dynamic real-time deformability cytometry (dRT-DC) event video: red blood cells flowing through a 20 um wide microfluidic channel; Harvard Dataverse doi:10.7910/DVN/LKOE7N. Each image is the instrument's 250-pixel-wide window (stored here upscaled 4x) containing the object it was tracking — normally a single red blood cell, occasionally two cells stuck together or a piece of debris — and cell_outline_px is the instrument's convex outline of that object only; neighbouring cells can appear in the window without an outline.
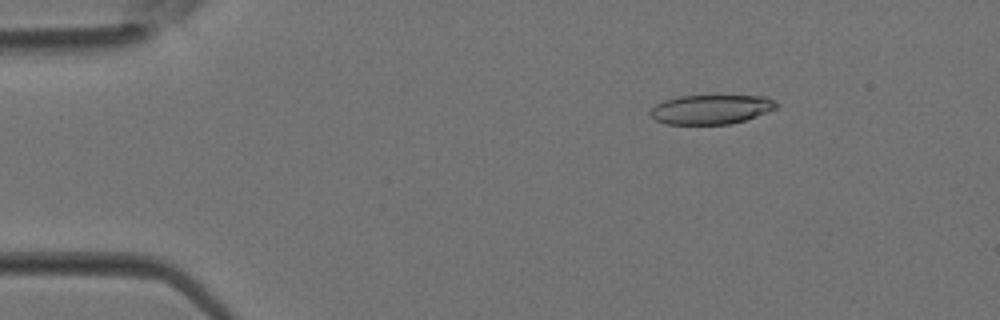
{"species": "Egyptian fruit bat (a non-hibernating species)", "species_latin": "Rousettus aegyptiacus", "temperature_condition": "room temperature", "stored_images_in_passage": 3, "camera_frame_rate_fps": 3000, "um_per_image_px": 0.085, "animal": {"sex": "female"}, "frame": {"image": 1, "passage_image": 2, "time_ms": 0.333, "image_size_px": [1000, 320], "cell_outline_px": [[780, 104], [776, 108], [744, 120], [732, 124], [664, 124], [656, 120], [648, 112], [656, 104], [664, 100], [680, 96], [764, 96], [776, 100]], "centroid_in_image_um": [60.43, 9.29], "position_along_channel_um": 24.6, "area_um2": 21.5}}
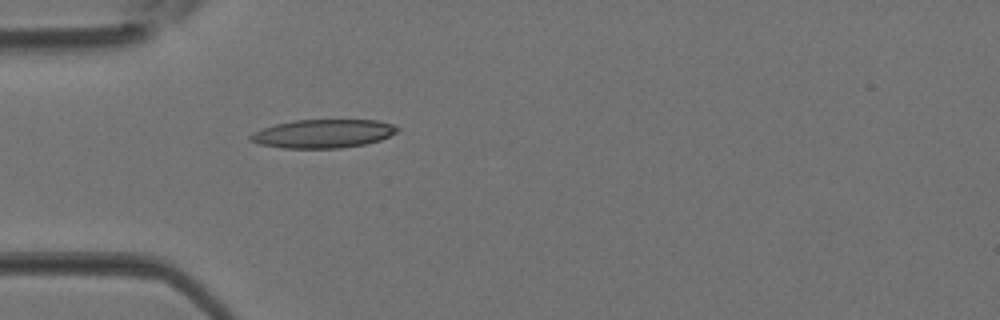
{"frame": {"image": 2, "passage_image": 3, "time_ms": 0.667, "image_size_px": [1000, 320], "cell_outline_px": [[400, 128], [396, 132], [380, 140], [364, 144], [340, 148], [284, 148], [260, 144], [248, 140], [248, 136], [252, 132], [276, 124], [296, 120], [376, 120], [392, 124]], "centroid_in_image_um": [27.44, 11.36], "position_along_channel_um": 57.6, "area_um2": 24.28}}